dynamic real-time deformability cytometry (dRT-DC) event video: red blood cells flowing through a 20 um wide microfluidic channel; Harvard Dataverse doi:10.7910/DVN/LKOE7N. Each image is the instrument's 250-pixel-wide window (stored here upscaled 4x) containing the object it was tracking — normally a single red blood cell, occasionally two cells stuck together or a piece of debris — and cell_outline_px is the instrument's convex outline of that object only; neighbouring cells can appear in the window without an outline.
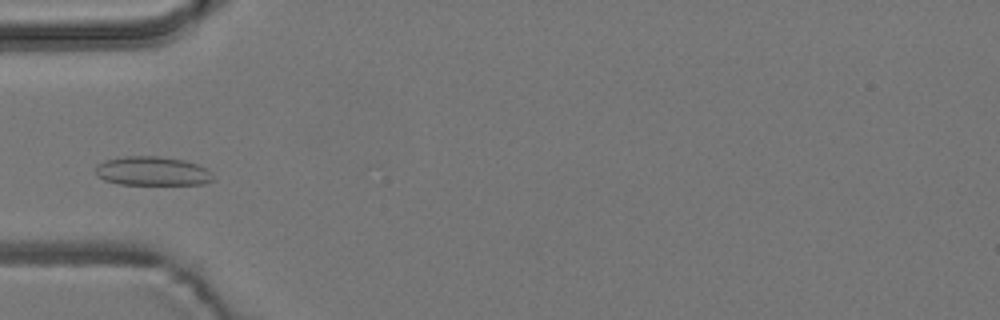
{"species": "common noctule bat (a hibernating species)", "species_latin": "Nyctalus noctula", "temperature_condition": "room temperature", "stored_images_in_passage": 3, "camera_frame_rate_fps": 3000, "um_per_image_px": 0.085, "animal": {"sex": "male", "body_mass_g": 19.2, "forearm_length_mm": 51.8}, "frame": {"image": 1, "passage_image": 3, "time_ms": 3.0, "image_size_px": [1000, 320], "cell_outline_px": [[212, 180], [204, 184], [120, 184], [104, 180], [96, 176], [96, 164], [104, 160], [124, 156], [160, 156], [184, 160], [196, 164], [212, 172]], "centroid_in_image_um": [12.91, 14.54], "position_along_channel_um": 72.1, "area_um2": 19.88}}